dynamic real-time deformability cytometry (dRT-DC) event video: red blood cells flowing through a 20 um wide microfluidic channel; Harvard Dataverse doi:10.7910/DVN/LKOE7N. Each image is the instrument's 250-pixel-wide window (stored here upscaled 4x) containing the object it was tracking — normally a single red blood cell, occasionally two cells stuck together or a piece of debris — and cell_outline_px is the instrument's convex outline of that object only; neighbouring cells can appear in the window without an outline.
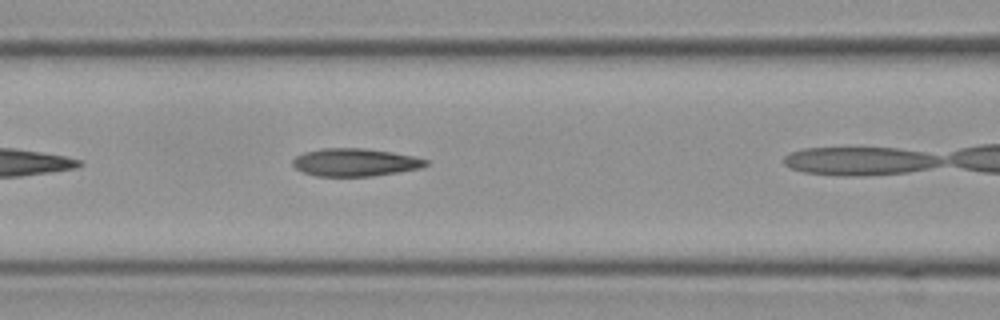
{"species": "Egyptian fruit bat (a non-hibernating species)", "species_latin": "Rousettus aegyptiacus", "temperature_condition": "cold", "stored_images_in_passage": 20, "camera_frame_rate_fps": 3000, "um_per_image_px": 0.085, "frame": {"image": 1, "passage_image": 9, "time_ms": 2.667, "image_size_px": [1000, 320], "cell_outline_px": [[428, 164], [420, 168], [372, 176], [316, 176], [304, 172], [296, 168], [292, 164], [292, 160], [296, 156], [304, 152], [320, 148], [364, 148], [392, 152], [416, 156], [428, 160]], "centroid_in_image_um": [30.18, 13.79], "position_along_channel_um": 136.4, "area_um2": 21.56}}